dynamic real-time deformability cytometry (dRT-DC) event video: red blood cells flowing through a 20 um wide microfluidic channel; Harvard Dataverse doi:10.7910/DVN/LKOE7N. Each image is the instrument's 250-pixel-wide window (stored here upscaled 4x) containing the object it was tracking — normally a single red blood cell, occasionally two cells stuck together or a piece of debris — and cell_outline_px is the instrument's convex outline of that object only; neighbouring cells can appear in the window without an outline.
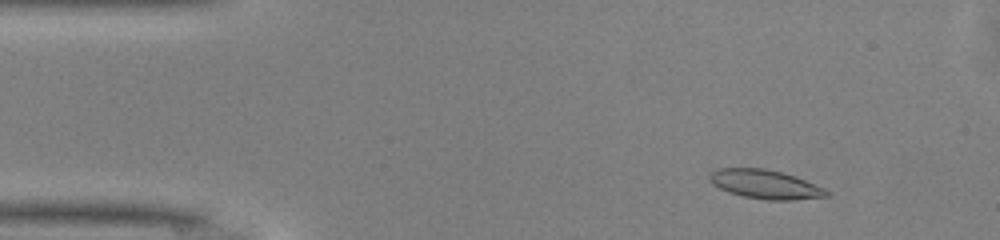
{"species": "common noctule bat (a hibernating species)", "species_latin": "Nyctalus noctula", "temperature_condition": "warm", "stored_images_in_passage": 49, "camera_frame_rate_fps": 3000, "um_per_image_px": 0.085, "animal": {"sex": "male", "body_mass_g": 13.0, "forearm_length_mm": 53.1}, "frame": {"image": 1, "passage_image": 6, "time_ms": 1.667, "image_size_px": [1000, 240], "cell_outline_px": [[832, 192], [828, 196], [792, 200], [768, 200], [744, 196], [728, 192], [712, 184], [708, 180], [708, 172], [716, 168], [764, 168], [780, 172], [804, 180], [824, 188]], "centroid_in_image_um": [64.99, 15.66], "position_along_channel_um": 20.0, "area_um2": 19.71}}
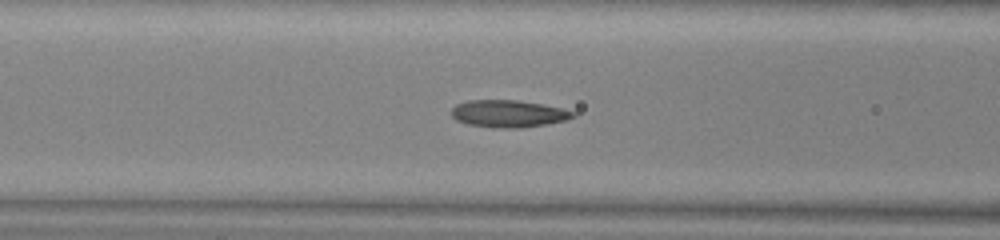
{"frame": {"image": 2, "passage_image": 19, "time_ms": 6.0, "image_size_px": [1000, 240], "cell_outline_px": [[576, 116], [568, 120], [520, 128], [492, 128], [468, 124], [456, 120], [452, 116], [452, 108], [456, 104], [468, 100], [516, 100], [540, 104], [560, 108], [576, 112]], "centroid_in_image_um": [43.2, 9.67], "position_along_channel_um": 123.4, "area_um2": 19.25}}
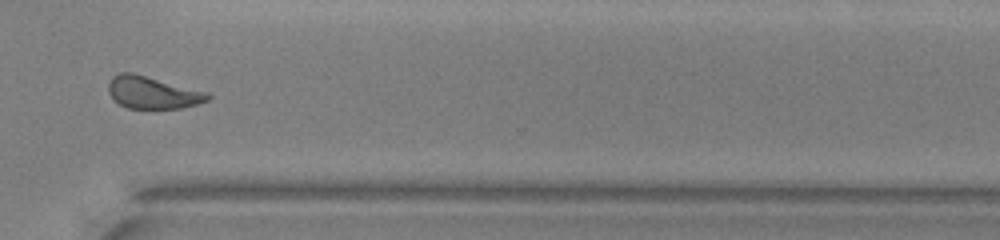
{"frame": {"image": 3, "passage_image": 36, "time_ms": 11.667, "image_size_px": [1000, 240], "cell_outline_px": [[212, 96], [208, 100], [196, 104], [180, 108], [128, 108], [112, 100], [108, 92], [108, 84], [112, 76], [120, 72], [132, 72], [208, 92]], "centroid_in_image_um": [12.94, 7.86], "position_along_channel_um": 357.7, "area_um2": 18.73}, "authors_computed_cell_mechanics": {"area_um2": 19.1896, "velocity_mm_per_s": 4.1337, "shape_relaxation_time_tau1_ms": 6.5293, "shape_relaxation_time_tau2_ms": 1.5014, "deformation_change_tau1": 0.1835, "deformation_change_tau2": 0.0856}}